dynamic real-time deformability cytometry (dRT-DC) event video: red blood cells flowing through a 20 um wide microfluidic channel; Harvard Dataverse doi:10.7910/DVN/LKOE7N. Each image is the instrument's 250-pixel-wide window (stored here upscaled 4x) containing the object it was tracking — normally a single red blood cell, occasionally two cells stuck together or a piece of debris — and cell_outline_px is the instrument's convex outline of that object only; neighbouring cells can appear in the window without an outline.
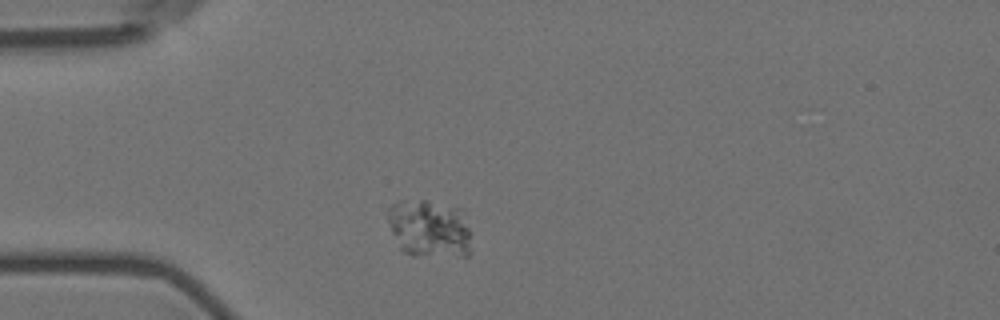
{"species": "Egyptian fruit bat (a non-hibernating species)", "species_latin": "Rousettus aegyptiacus", "temperature_condition": "room temperature", "stored_images_in_passage": 10, "camera_frame_rate_fps": 3000, "um_per_image_px": 0.085, "animal": {"sex": "female"}, "frame": {"image": 1, "passage_image": 1, "time_ms": 0.0, "image_size_px": [1000, 320], "cell_outline_px": [[472, 252], [468, 256], [412, 256], [404, 252], [400, 248], [392, 232], [388, 220], [388, 208], [396, 200], [428, 200], [464, 208], [472, 232]], "centroid_in_image_um": [36.59, 19.42], "position_along_channel_um": 48.4, "area_um2": 29.42}}
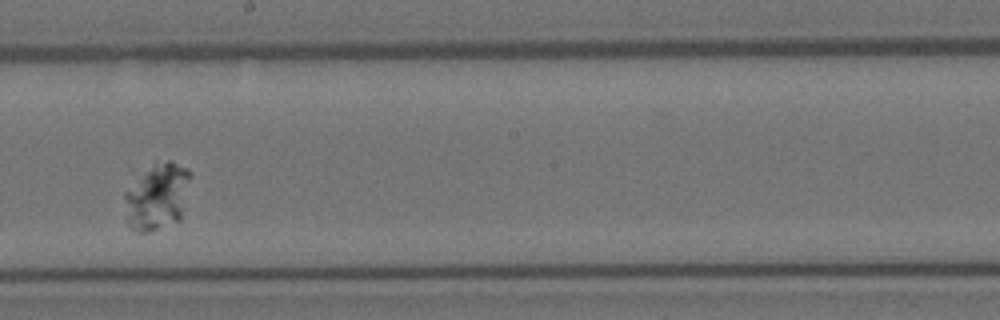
{"frame": {"image": 2, "passage_image": 6, "time_ms": 6.0, "image_size_px": [1000, 320], "cell_outline_px": [[192, 176], [180, 220], [148, 232], [136, 232], [128, 224], [124, 196], [124, 192], [152, 168], [168, 160], [172, 160], [188, 168], [192, 172]], "centroid_in_image_um": [13.42, 16.74], "position_along_channel_um": 234.8, "area_um2": 24.91}}
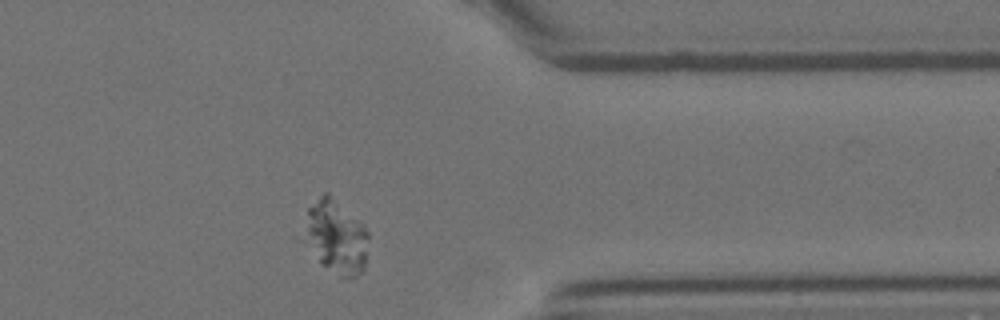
{"frame": {"image": 3, "passage_image": 10, "time_ms": 10.667, "image_size_px": [1000, 320], "cell_outline_px": [[368, 236], [364, 268], [356, 276], [340, 276], [320, 264], [300, 236], [308, 208], [324, 192], [328, 192], [364, 224], [368, 232]], "centroid_in_image_um": [28.51, 20.1], "position_along_channel_um": 382.9, "area_um2": 27.86}}